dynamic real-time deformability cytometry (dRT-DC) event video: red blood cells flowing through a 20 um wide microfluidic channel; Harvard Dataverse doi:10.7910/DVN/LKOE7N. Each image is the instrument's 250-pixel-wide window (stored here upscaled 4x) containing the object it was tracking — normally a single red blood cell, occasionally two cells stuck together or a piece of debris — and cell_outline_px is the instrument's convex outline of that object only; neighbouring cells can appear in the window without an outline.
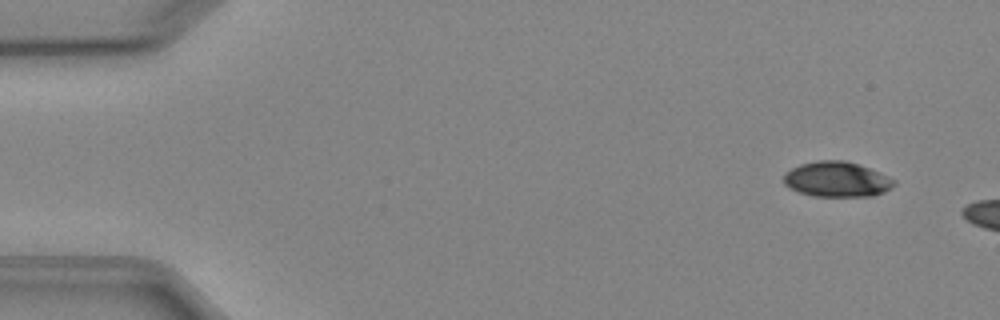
{"species": "Egyptian fruit bat (a non-hibernating species)", "species_latin": "Rousettus aegyptiacus", "temperature_condition": "cold", "stored_images_in_passage": 3, "camera_frame_rate_fps": 3000, "um_per_image_px": 0.085, "animal": {"sex": "female"}, "frame": {"image": 1, "passage_image": 1, "time_ms": 0.0, "image_size_px": [1000, 320], "cell_outline_px": [[896, 184], [892, 188], [884, 192], [872, 196], [812, 196], [788, 188], [784, 184], [784, 172], [800, 164], [816, 160], [844, 160], [868, 168], [896, 180]], "centroid_in_image_um": [71.11, 15.25], "position_along_channel_um": 13.9, "area_um2": 22.66}}